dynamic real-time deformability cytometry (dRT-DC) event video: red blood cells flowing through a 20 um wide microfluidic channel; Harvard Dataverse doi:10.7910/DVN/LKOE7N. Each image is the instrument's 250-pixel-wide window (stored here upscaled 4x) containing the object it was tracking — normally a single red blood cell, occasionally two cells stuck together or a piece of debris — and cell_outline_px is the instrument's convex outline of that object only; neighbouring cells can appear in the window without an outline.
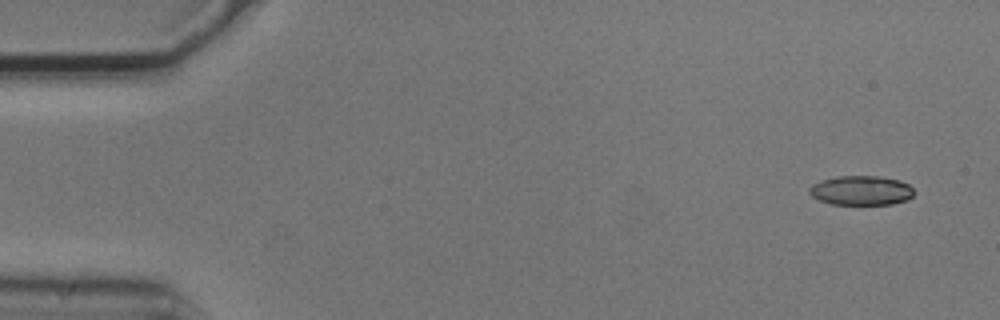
{"species": "common noctule bat (a hibernating species)", "species_latin": "Nyctalus noctula", "temperature_condition": "cold", "stored_images_in_passage": 6, "camera_frame_rate_fps": 3000, "um_per_image_px": 0.085, "animal": {"sex": "male", "body_mass_g": 20.5, "forearm_length_mm": 52.5}, "frame": {"image": 1, "passage_image": 1, "time_ms": 0.0, "image_size_px": [1000, 320], "cell_outline_px": [[912, 196], [908, 200], [892, 204], [828, 204], [812, 196], [808, 192], [808, 188], [812, 184], [820, 180], [836, 176], [880, 176], [900, 180], [908, 184], [912, 188]], "centroid_in_image_um": [73.17, 16.18], "position_along_channel_um": 11.8, "area_um2": 18.09}}
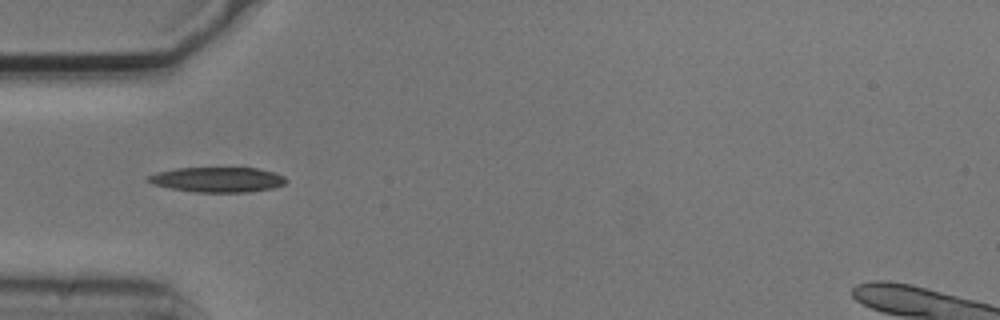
{"frame": {"image": 2, "passage_image": 5, "time_ms": 1.333, "image_size_px": [1000, 320], "cell_outline_px": [[288, 180], [284, 184], [272, 188], [248, 192], [196, 192], [172, 188], [152, 184], [144, 180], [148, 176], [160, 172], [176, 168], [256, 168], [276, 172], [284, 176]], "centroid_in_image_um": [18.52, 15.26], "position_along_channel_um": 66.5, "area_um2": 20.06}}